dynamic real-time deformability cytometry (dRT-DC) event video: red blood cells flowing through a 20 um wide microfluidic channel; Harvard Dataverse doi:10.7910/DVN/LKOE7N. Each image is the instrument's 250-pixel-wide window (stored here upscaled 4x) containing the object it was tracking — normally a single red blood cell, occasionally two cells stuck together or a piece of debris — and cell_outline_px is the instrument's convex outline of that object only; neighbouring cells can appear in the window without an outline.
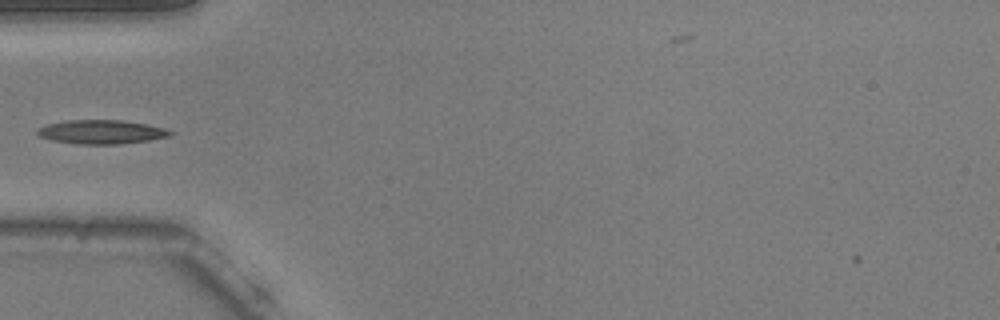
{"species": "common noctule bat (a hibernating species)", "species_latin": "Nyctalus noctula", "temperature_condition": "warm", "stored_images_in_passage": 32, "camera_frame_rate_fps": 3000, "um_per_image_px": 0.085, "animal": {"sex": "male", "body_mass_g": 20.5, "forearm_length_mm": 52.5}, "frame": {"image": 1, "passage_image": 3, "time_ms": 0.667, "image_size_px": [1000, 320], "cell_outline_px": [[172, 136], [148, 140], [120, 144], [76, 144], [52, 140], [40, 136], [36, 132], [36, 128], [48, 124], [68, 120], [124, 120], [148, 124], [164, 128], [172, 132]], "centroid_in_image_um": [8.62, 11.21], "position_along_channel_um": 76.4, "area_um2": 18.55}}
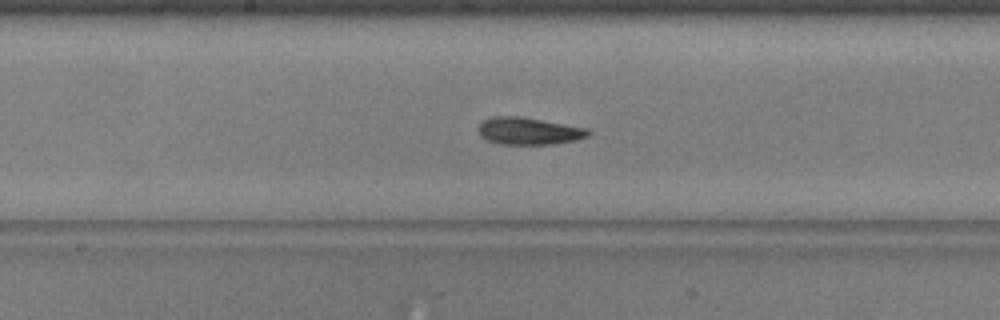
{"frame": {"image": 2, "passage_image": 13, "time_ms": 4.0, "image_size_px": [1000, 320], "cell_outline_px": [[592, 132], [588, 136], [576, 140], [552, 144], [500, 144], [488, 140], [480, 136], [476, 128], [484, 120], [492, 116], [520, 116], [588, 128]], "centroid_in_image_um": [44.94, 11.13], "position_along_channel_um": 203.3, "area_um2": 17.51}}
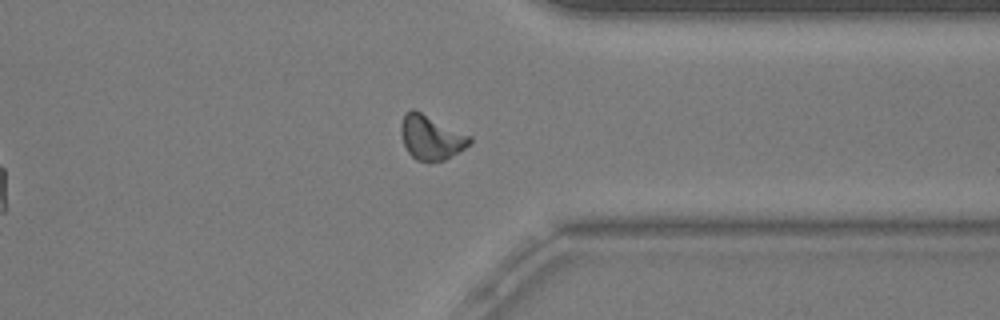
{"frame": {"image": 3, "passage_image": 27, "time_ms": 8.667, "image_size_px": [1000, 320], "cell_outline_px": [[472, 140], [464, 148], [444, 160], [428, 164], [416, 160], [408, 152], [404, 144], [400, 132], [400, 124], [404, 116], [412, 108], [472, 136]], "centroid_in_image_um": [36.62, 11.71], "position_along_channel_um": 374.8, "area_um2": 17.8}, "authors_computed_cell_mechanics": {"area_um2": 17.0799, "velocity_mm_per_s": 3.7766, "shape_relaxation_time_tau1_ms": 4.6194, "shape_relaxation_time_tau2_ms": 3.3524, "deformation_change_tau1": 0.1303, "deformation_change_tau2": 0.1055}}